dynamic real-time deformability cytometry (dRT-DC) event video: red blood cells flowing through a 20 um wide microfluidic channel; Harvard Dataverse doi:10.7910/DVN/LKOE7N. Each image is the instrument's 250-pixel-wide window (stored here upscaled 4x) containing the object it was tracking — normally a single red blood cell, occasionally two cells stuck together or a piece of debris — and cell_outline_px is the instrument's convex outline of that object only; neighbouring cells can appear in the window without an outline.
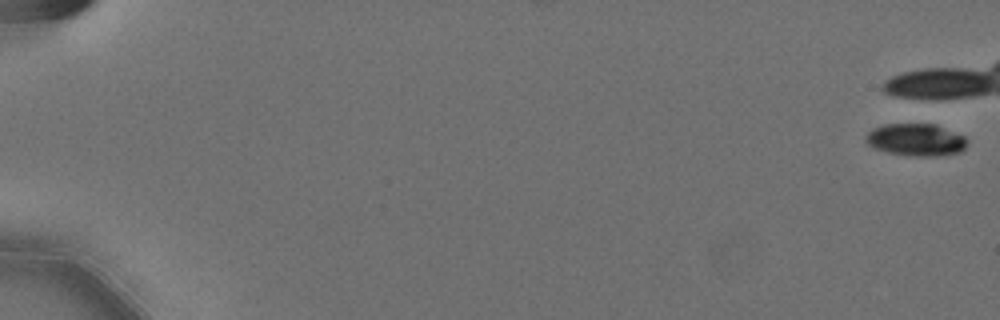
{"species": "Egyptian fruit bat (a non-hibernating species)", "species_latin": "Rousettus aegyptiacus", "temperature_condition": "cold", "stored_images_in_passage": 6, "camera_frame_rate_fps": 3000, "um_per_image_px": 0.085, "animal": {"sex": "female"}, "frame": {"image": 1, "passage_image": 1, "time_ms": 0.0, "image_size_px": [1000, 320], "cell_outline_px": [[968, 144], [960, 152], [936, 156], [908, 156], [888, 152], [872, 148], [864, 140], [864, 136], [872, 128], [884, 124], [936, 124], [964, 136], [968, 140]], "centroid_in_image_um": [77.83, 11.88], "position_along_channel_um": 7.2, "area_um2": 19.31}}